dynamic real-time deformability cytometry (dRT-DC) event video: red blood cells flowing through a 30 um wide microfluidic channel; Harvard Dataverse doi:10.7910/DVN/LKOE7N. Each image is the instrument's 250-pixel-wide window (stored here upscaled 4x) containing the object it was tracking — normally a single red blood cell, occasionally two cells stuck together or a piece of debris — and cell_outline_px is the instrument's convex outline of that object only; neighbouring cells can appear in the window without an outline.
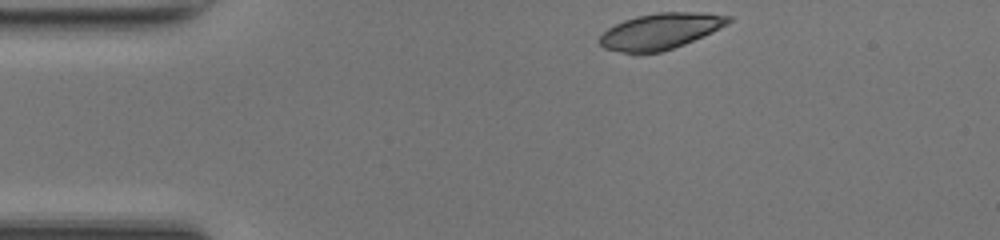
{"species": "common noctule bat (a hibernating species)", "species_latin": "Nyctalus noctula", "temperature_condition": "room temperature", "stored_images_in_passage": 36, "camera_frame_rate_fps": 3000, "um_per_image_px": 0.085, "animal": {"sex": "female", "body_mass_g": 17.0, "forearm_length_mm": 48.0}, "frame": {"image": 1, "passage_image": 1, "time_ms": 0.0, "image_size_px": [1000, 240], "cell_outline_px": [[732, 20], [728, 24], [712, 32], [684, 44], [660, 52], [636, 56], [604, 48], [600, 44], [600, 36], [608, 28], [624, 20], [636, 16], [660, 12], [692, 12], [732, 16]], "centroid_in_image_um": [56.1, 2.68], "position_along_channel_um": 28.9, "area_um2": 27.17}}
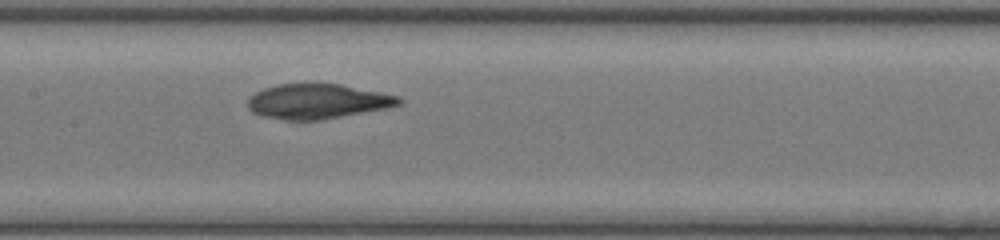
{"frame": {"image": 2, "passage_image": 16, "time_ms": 5.0, "image_size_px": [1000, 240], "cell_outline_px": [[404, 104], [388, 108], [320, 120], [284, 120], [260, 116], [252, 112], [248, 108], [248, 100], [256, 92], [264, 88], [280, 84], [340, 84], [400, 96], [404, 100]], "centroid_in_image_um": [27.03, 8.63], "position_along_channel_um": 180.4, "area_um2": 30.75}}
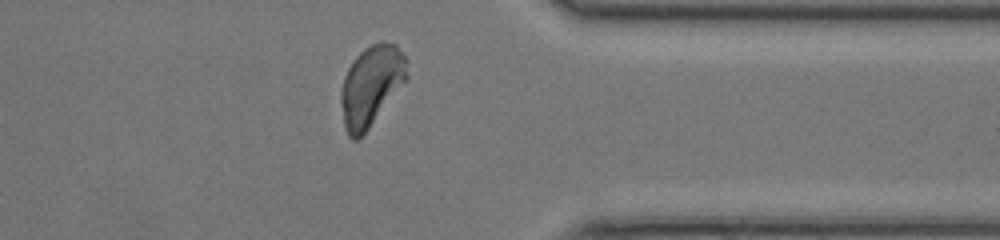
{"frame": {"image": 3, "passage_image": 31, "time_ms": 10.0, "image_size_px": [1000, 240], "cell_outline_px": [[408, 76], [368, 128], [356, 140], [352, 140], [348, 136], [344, 128], [340, 100], [340, 92], [344, 76], [348, 68], [356, 56], [364, 48], [380, 40], [384, 40], [396, 44], [408, 60]], "centroid_in_image_um": [31.53, 7.23], "position_along_channel_um": 379.9, "area_um2": 30.75}}